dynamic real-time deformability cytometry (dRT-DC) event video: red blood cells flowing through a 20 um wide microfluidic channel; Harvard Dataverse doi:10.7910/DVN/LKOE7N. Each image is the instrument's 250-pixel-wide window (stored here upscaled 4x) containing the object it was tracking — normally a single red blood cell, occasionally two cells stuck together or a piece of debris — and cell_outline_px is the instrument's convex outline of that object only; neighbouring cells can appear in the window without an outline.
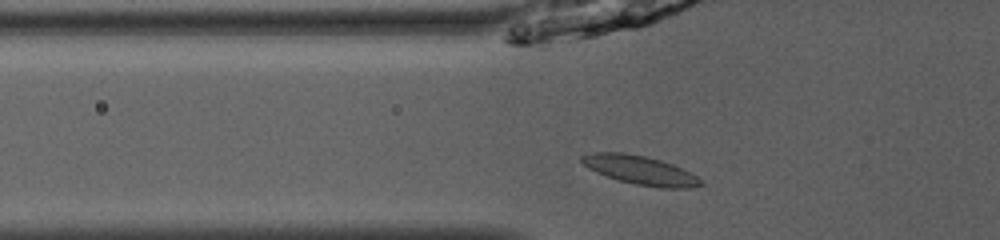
{"species": "common noctule bat (a hibernating species)", "species_latin": "Nyctalus noctula", "temperature_condition": "room temperature", "stored_images_in_passage": 35, "camera_frame_rate_fps": 3000, "um_per_image_px": 0.085, "animal": {"sex": "male", "body_mass_g": 13.0, "forearm_length_mm": 53.1}, "frame": {"image": 1, "passage_image": 3, "time_ms": 0.667, "image_size_px": [1000, 240], "cell_outline_px": [[704, 184], [692, 188], [660, 188], [636, 184], [620, 180], [596, 172], [588, 168], [580, 160], [580, 156], [592, 152], [624, 152], [644, 156], [660, 160], [672, 164], [696, 176]], "centroid_in_image_um": [54.4, 14.46], "position_along_channel_um": 71.4, "area_um2": 19.77}}
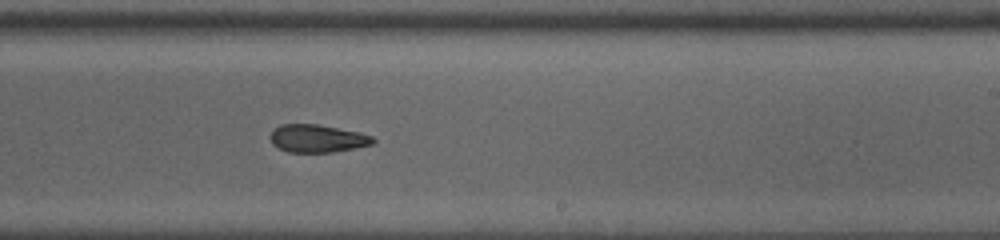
{"frame": {"image": 2, "passage_image": 17, "time_ms": 5.333, "image_size_px": [1000, 240], "cell_outline_px": [[376, 140], [372, 144], [332, 152], [288, 152], [272, 144], [268, 136], [280, 124], [316, 124], [360, 132], [372, 136]], "centroid_in_image_um": [26.95, 11.76], "position_along_channel_um": 262.1, "area_um2": 16.53}}
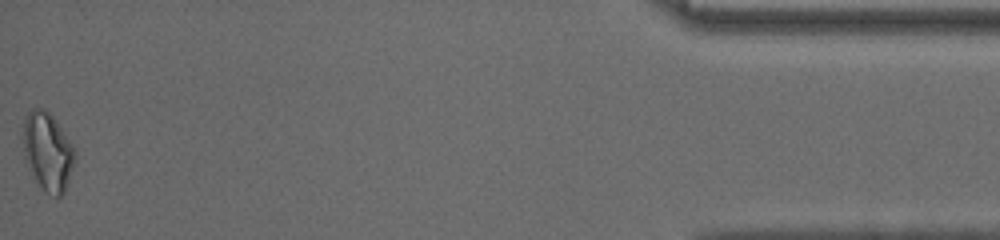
{"frame": {"image": 3, "passage_image": 35, "time_ms": 11.333, "image_size_px": [1000, 240], "cell_outline_px": [[76, 156], [64, 192], [60, 196], [56, 196], [44, 192], [28, 168], [24, 160], [24, 116], [32, 108], [44, 108], [56, 120], [72, 144], [76, 152]], "centroid_in_image_um": [4.05, 12.87], "position_along_channel_um": 431.2, "area_um2": 23.47}, "authors_computed_cell_mechanics": {"area_um2": 17.9758, "velocity_mm_per_s": 4.0883, "shape_relaxation_time_tau1_ms": 5.6203, "shape_relaxation_time_tau2_ms": 2.8676, "deformation_change_tau1": 0.1314, "deformation_change_tau2": 0.0803}}